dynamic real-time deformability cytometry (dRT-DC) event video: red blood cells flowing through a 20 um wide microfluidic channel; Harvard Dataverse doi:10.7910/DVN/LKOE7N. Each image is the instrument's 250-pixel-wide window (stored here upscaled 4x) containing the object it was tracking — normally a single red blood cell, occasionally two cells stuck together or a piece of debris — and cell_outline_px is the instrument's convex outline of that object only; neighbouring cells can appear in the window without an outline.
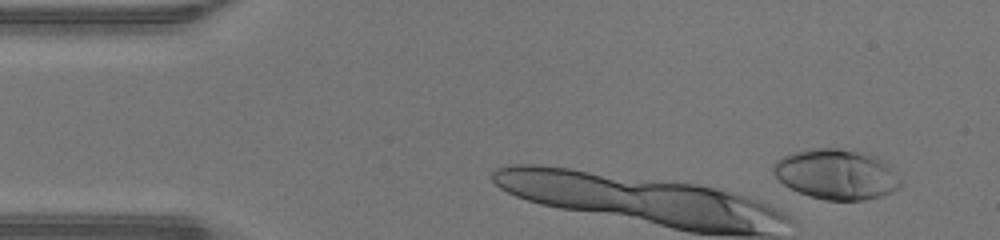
{"species": "human", "species_latin": "Homo sapiens", "temperature_condition": "warm", "stored_images_in_passage": 7, "camera_frame_rate_fps": 3000, "um_per_image_px": 0.085, "donor": {"sex": "male"}, "frame": {"image": 1, "passage_image": 4, "time_ms": 1.0, "image_size_px": [1000, 240], "cell_outline_px": [[900, 188], [884, 196], [864, 200], [824, 200], [808, 196], [784, 184], [772, 172], [772, 164], [776, 160], [784, 156], [796, 152], [812, 148], [840, 148], [876, 156], [884, 160], [900, 180]], "centroid_in_image_um": [71.09, 14.82], "position_along_channel_um": 13.9, "area_um2": 37.11}}